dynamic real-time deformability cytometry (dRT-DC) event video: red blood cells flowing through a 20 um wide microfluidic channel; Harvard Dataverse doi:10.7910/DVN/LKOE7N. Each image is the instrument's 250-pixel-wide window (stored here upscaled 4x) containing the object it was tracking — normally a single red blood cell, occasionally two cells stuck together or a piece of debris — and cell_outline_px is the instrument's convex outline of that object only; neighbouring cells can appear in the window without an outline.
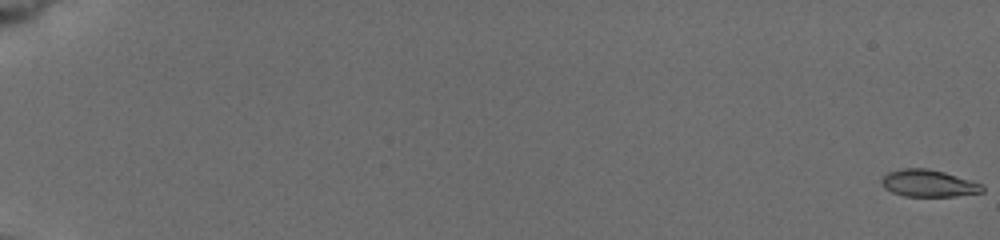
{"species": "common noctule bat (a hibernating species)", "species_latin": "Nyctalus noctula", "temperature_condition": "cold", "stored_images_in_passage": 37, "camera_frame_rate_fps": 3000, "um_per_image_px": 0.085, "animal": {"sex": "female", "body_mass_g": 19.5, "forearm_length_mm": 54.1}, "frame": {"image": 1, "passage_image": 1, "time_ms": 0.0, "image_size_px": [1000, 240], "cell_outline_px": [[984, 192], [956, 196], [904, 196], [892, 192], [884, 188], [880, 180], [888, 172], [904, 168], [924, 168], [944, 172], [984, 184]], "centroid_in_image_um": [78.94, 15.59], "position_along_channel_um": 6.1, "area_um2": 15.9}}
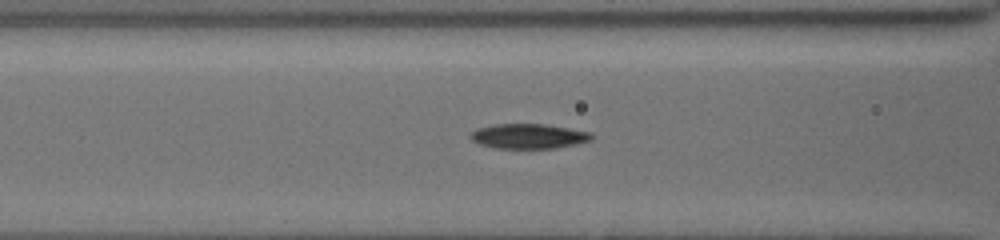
{"frame": {"image": 2, "passage_image": 20, "time_ms": 8.667, "image_size_px": [1000, 240], "cell_outline_px": [[592, 140], [576, 144], [556, 148], [492, 148], [480, 144], [472, 140], [468, 136], [476, 128], [496, 124], [544, 124], [568, 128], [588, 132], [592, 136]], "centroid_in_image_um": [44.88, 11.58], "position_along_channel_um": 121.7, "area_um2": 17.46}}
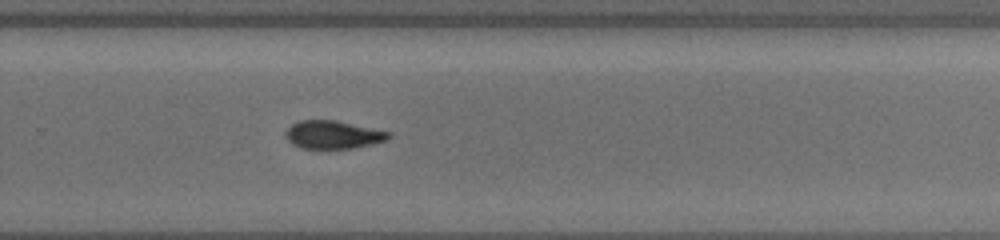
{"frame": {"image": 3, "passage_image": 36, "time_ms": 13.333, "image_size_px": [1000, 240], "cell_outline_px": [[392, 136], [388, 140], [372, 144], [352, 148], [300, 148], [292, 144], [288, 140], [284, 132], [292, 124], [300, 120], [336, 120], [392, 132]], "centroid_in_image_um": [28.34, 11.44], "position_along_channel_um": 301.5, "area_um2": 16.94}}